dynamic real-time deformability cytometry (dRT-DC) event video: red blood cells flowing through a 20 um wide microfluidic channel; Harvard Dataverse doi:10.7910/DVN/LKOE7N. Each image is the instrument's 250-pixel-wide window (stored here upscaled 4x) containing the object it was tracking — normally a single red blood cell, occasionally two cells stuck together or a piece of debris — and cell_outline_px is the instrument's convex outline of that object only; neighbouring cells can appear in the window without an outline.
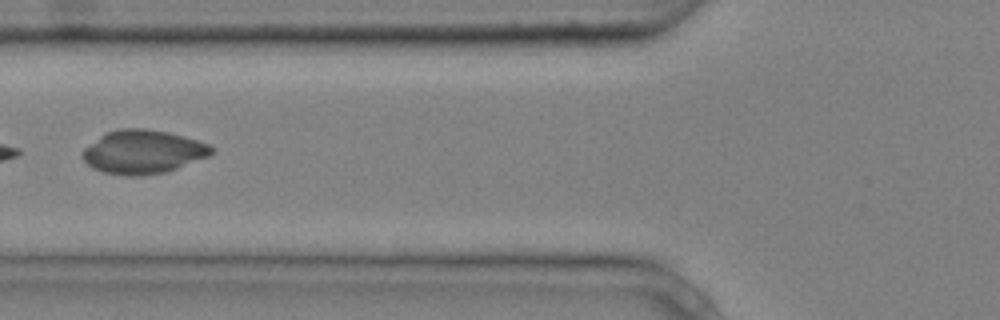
{"species": "common noctule bat (a hibernating species)", "species_latin": "Nyctalus noctula", "temperature_condition": "cold", "stored_images_in_passage": 7, "camera_frame_rate_fps": 3000, "um_per_image_px": 0.085, "animal": {"sex": "male", "body_mass_g": 20.4}, "frame": {"image": 1, "passage_image": 5, "time_ms": 1.333, "image_size_px": [1000, 320], "cell_outline_px": [[212, 152], [208, 156], [168, 172], [140, 176], [128, 176], [100, 172], [92, 168], [84, 160], [80, 152], [84, 148], [100, 136], [108, 132], [120, 128], [144, 128], [168, 132], [184, 136], [208, 144], [212, 148]], "centroid_in_image_um": [12.12, 12.92], "position_along_channel_um": 113.7, "area_um2": 32.83}}